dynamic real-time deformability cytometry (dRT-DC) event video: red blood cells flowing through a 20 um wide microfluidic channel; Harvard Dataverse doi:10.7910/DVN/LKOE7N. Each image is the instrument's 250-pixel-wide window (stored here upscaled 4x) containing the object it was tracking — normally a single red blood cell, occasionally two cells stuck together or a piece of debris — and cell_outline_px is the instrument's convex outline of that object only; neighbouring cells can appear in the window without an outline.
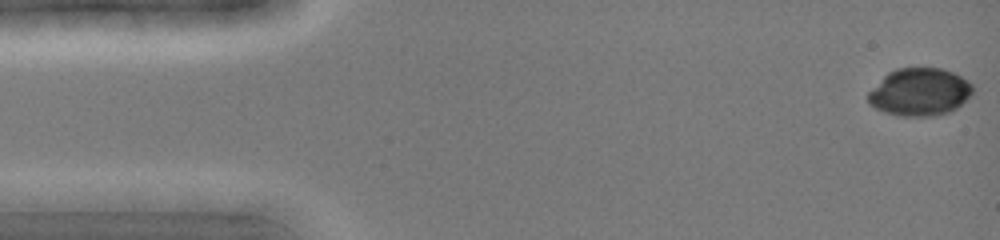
{"species": "common noctule bat (a hibernating species)", "species_latin": "Nyctalus noctula", "temperature_condition": "cold", "stored_images_in_passage": 8, "camera_frame_rate_fps": 3000, "um_per_image_px": 0.085, "animal": {"sex": "female", "body_mass_g": 19.0, "forearm_length_mm": 51.5}, "frame": {"image": 1, "passage_image": 1, "time_ms": 0.0, "image_size_px": [1000, 240], "cell_outline_px": [[972, 92], [952, 112], [936, 116], [900, 116], [884, 112], [868, 104], [868, 92], [888, 72], [896, 68], [940, 68], [952, 72], [968, 80], [972, 84]], "centroid_in_image_um": [78.15, 7.83], "position_along_channel_um": 6.9, "area_um2": 29.02}}